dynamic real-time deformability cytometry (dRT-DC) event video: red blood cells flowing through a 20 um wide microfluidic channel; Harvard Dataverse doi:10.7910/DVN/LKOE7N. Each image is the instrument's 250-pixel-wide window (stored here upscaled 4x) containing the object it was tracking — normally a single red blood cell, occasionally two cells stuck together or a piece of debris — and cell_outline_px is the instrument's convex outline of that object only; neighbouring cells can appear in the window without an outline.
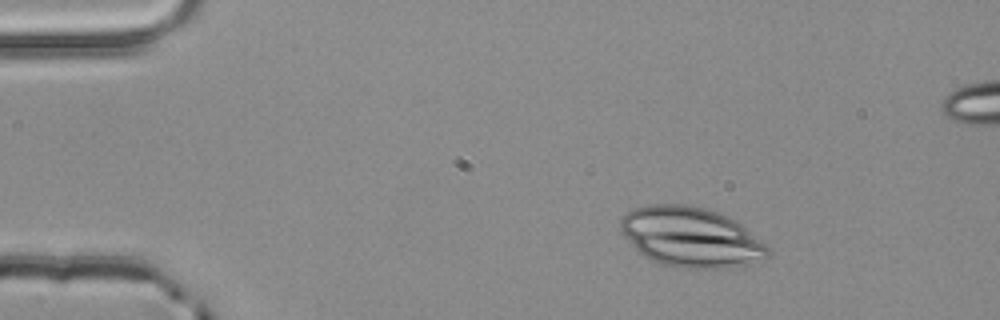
{"species": "common noctule bat (a hibernating species)", "species_latin": "Nyctalus noctula", "temperature_condition": "room temperature", "stored_images_in_passage": 2, "camera_frame_rate_fps": 3000, "um_per_image_px": 0.085, "animal": {"sex": "male", "body_mass_g": 20.4}, "frame": {"image": 1, "passage_image": 1, "time_ms": 0.0, "image_size_px": [1000, 320], "cell_outline_px": [[772, 252], [768, 256], [748, 264], [728, 268], [672, 268], [660, 264], [644, 256], [620, 232], [620, 220], [632, 208], [652, 204], [684, 204], [708, 208], [728, 216], [736, 220], [764, 244]], "centroid_in_image_um": [58.71, 20.15], "position_along_channel_um": 26.3, "area_um2": 51.5}}